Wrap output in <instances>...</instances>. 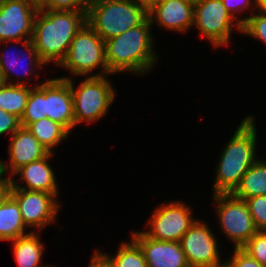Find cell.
Wrapping results in <instances>:
<instances>
[{
	"mask_svg": "<svg viewBox=\"0 0 266 267\" xmlns=\"http://www.w3.org/2000/svg\"><path fill=\"white\" fill-rule=\"evenodd\" d=\"M87 11L38 9L33 23L32 42L46 64L60 65L75 34L86 23Z\"/></svg>",
	"mask_w": 266,
	"mask_h": 267,
	"instance_id": "cell-1",
	"label": "cell"
},
{
	"mask_svg": "<svg viewBox=\"0 0 266 267\" xmlns=\"http://www.w3.org/2000/svg\"><path fill=\"white\" fill-rule=\"evenodd\" d=\"M150 26L147 18L142 24L104 41L106 63L111 74L128 71L145 74L154 67L157 56Z\"/></svg>",
	"mask_w": 266,
	"mask_h": 267,
	"instance_id": "cell-2",
	"label": "cell"
},
{
	"mask_svg": "<svg viewBox=\"0 0 266 267\" xmlns=\"http://www.w3.org/2000/svg\"><path fill=\"white\" fill-rule=\"evenodd\" d=\"M256 128L254 117H246L222 150L216 169L213 194H231L243 175L258 160L255 151Z\"/></svg>",
	"mask_w": 266,
	"mask_h": 267,
	"instance_id": "cell-3",
	"label": "cell"
},
{
	"mask_svg": "<svg viewBox=\"0 0 266 267\" xmlns=\"http://www.w3.org/2000/svg\"><path fill=\"white\" fill-rule=\"evenodd\" d=\"M148 13L132 0H90L86 23L104 40L142 24Z\"/></svg>",
	"mask_w": 266,
	"mask_h": 267,
	"instance_id": "cell-4",
	"label": "cell"
},
{
	"mask_svg": "<svg viewBox=\"0 0 266 267\" xmlns=\"http://www.w3.org/2000/svg\"><path fill=\"white\" fill-rule=\"evenodd\" d=\"M105 76H89L84 78L75 89V81L71 77L65 79L71 87L75 126L81 122L87 124L101 119L115 99L116 92ZM73 81V82H72Z\"/></svg>",
	"mask_w": 266,
	"mask_h": 267,
	"instance_id": "cell-5",
	"label": "cell"
},
{
	"mask_svg": "<svg viewBox=\"0 0 266 267\" xmlns=\"http://www.w3.org/2000/svg\"><path fill=\"white\" fill-rule=\"evenodd\" d=\"M60 66L70 71L71 76L89 77V73L96 67H101L103 71L91 76L111 74L106 63L104 40L87 23L75 34Z\"/></svg>",
	"mask_w": 266,
	"mask_h": 267,
	"instance_id": "cell-6",
	"label": "cell"
},
{
	"mask_svg": "<svg viewBox=\"0 0 266 267\" xmlns=\"http://www.w3.org/2000/svg\"><path fill=\"white\" fill-rule=\"evenodd\" d=\"M213 196L222 231L234 242V248H242L258 231L246 201L232 194H214Z\"/></svg>",
	"mask_w": 266,
	"mask_h": 267,
	"instance_id": "cell-7",
	"label": "cell"
},
{
	"mask_svg": "<svg viewBox=\"0 0 266 267\" xmlns=\"http://www.w3.org/2000/svg\"><path fill=\"white\" fill-rule=\"evenodd\" d=\"M193 15L194 25L214 47L229 44L231 27L242 32V25L225 9L222 0H200L194 5Z\"/></svg>",
	"mask_w": 266,
	"mask_h": 267,
	"instance_id": "cell-8",
	"label": "cell"
},
{
	"mask_svg": "<svg viewBox=\"0 0 266 267\" xmlns=\"http://www.w3.org/2000/svg\"><path fill=\"white\" fill-rule=\"evenodd\" d=\"M190 209L189 206L177 200L162 204L152 213L148 225L151 228L143 233L155 240L179 242L197 220L191 216Z\"/></svg>",
	"mask_w": 266,
	"mask_h": 267,
	"instance_id": "cell-9",
	"label": "cell"
},
{
	"mask_svg": "<svg viewBox=\"0 0 266 267\" xmlns=\"http://www.w3.org/2000/svg\"><path fill=\"white\" fill-rule=\"evenodd\" d=\"M39 7L30 0L0 1V43L32 39L33 23Z\"/></svg>",
	"mask_w": 266,
	"mask_h": 267,
	"instance_id": "cell-10",
	"label": "cell"
},
{
	"mask_svg": "<svg viewBox=\"0 0 266 267\" xmlns=\"http://www.w3.org/2000/svg\"><path fill=\"white\" fill-rule=\"evenodd\" d=\"M190 267H221L215 235L206 223L198 219L179 241Z\"/></svg>",
	"mask_w": 266,
	"mask_h": 267,
	"instance_id": "cell-11",
	"label": "cell"
},
{
	"mask_svg": "<svg viewBox=\"0 0 266 267\" xmlns=\"http://www.w3.org/2000/svg\"><path fill=\"white\" fill-rule=\"evenodd\" d=\"M8 194L17 202L26 228L32 226L39 231L56 221L61 208L56 199L58 194L18 188H9Z\"/></svg>",
	"mask_w": 266,
	"mask_h": 267,
	"instance_id": "cell-12",
	"label": "cell"
},
{
	"mask_svg": "<svg viewBox=\"0 0 266 267\" xmlns=\"http://www.w3.org/2000/svg\"><path fill=\"white\" fill-rule=\"evenodd\" d=\"M47 118L63 125L69 132L75 127L73 96L70 84L61 78L45 81Z\"/></svg>",
	"mask_w": 266,
	"mask_h": 267,
	"instance_id": "cell-13",
	"label": "cell"
},
{
	"mask_svg": "<svg viewBox=\"0 0 266 267\" xmlns=\"http://www.w3.org/2000/svg\"><path fill=\"white\" fill-rule=\"evenodd\" d=\"M132 233L144 253L147 267H190L180 242L155 240L140 231Z\"/></svg>",
	"mask_w": 266,
	"mask_h": 267,
	"instance_id": "cell-14",
	"label": "cell"
},
{
	"mask_svg": "<svg viewBox=\"0 0 266 267\" xmlns=\"http://www.w3.org/2000/svg\"><path fill=\"white\" fill-rule=\"evenodd\" d=\"M9 145V165L0 161V174L3 176L7 169L10 177L20 167L46 157L50 152L44 148L37 138L24 127H20L11 136Z\"/></svg>",
	"mask_w": 266,
	"mask_h": 267,
	"instance_id": "cell-15",
	"label": "cell"
},
{
	"mask_svg": "<svg viewBox=\"0 0 266 267\" xmlns=\"http://www.w3.org/2000/svg\"><path fill=\"white\" fill-rule=\"evenodd\" d=\"M53 155V153H49L46 157L35 160L16 170L13 175L19 174L22 178L21 181L26 183V187H21L19 180L15 181V179L8 176L9 188L58 194V183L54 171L48 163V160H50V157Z\"/></svg>",
	"mask_w": 266,
	"mask_h": 267,
	"instance_id": "cell-16",
	"label": "cell"
},
{
	"mask_svg": "<svg viewBox=\"0 0 266 267\" xmlns=\"http://www.w3.org/2000/svg\"><path fill=\"white\" fill-rule=\"evenodd\" d=\"M194 5L183 0H160L148 18L164 29L185 32L194 25Z\"/></svg>",
	"mask_w": 266,
	"mask_h": 267,
	"instance_id": "cell-17",
	"label": "cell"
},
{
	"mask_svg": "<svg viewBox=\"0 0 266 267\" xmlns=\"http://www.w3.org/2000/svg\"><path fill=\"white\" fill-rule=\"evenodd\" d=\"M20 213L17 202L7 194L0 202V241H11L24 233L28 228Z\"/></svg>",
	"mask_w": 266,
	"mask_h": 267,
	"instance_id": "cell-18",
	"label": "cell"
},
{
	"mask_svg": "<svg viewBox=\"0 0 266 267\" xmlns=\"http://www.w3.org/2000/svg\"><path fill=\"white\" fill-rule=\"evenodd\" d=\"M38 233L30 231L28 234L20 236L14 240L13 253L18 267H47L40 264L44 252Z\"/></svg>",
	"mask_w": 266,
	"mask_h": 267,
	"instance_id": "cell-19",
	"label": "cell"
},
{
	"mask_svg": "<svg viewBox=\"0 0 266 267\" xmlns=\"http://www.w3.org/2000/svg\"><path fill=\"white\" fill-rule=\"evenodd\" d=\"M231 194L242 200L266 195V160H257L243 175L239 185Z\"/></svg>",
	"mask_w": 266,
	"mask_h": 267,
	"instance_id": "cell-20",
	"label": "cell"
},
{
	"mask_svg": "<svg viewBox=\"0 0 266 267\" xmlns=\"http://www.w3.org/2000/svg\"><path fill=\"white\" fill-rule=\"evenodd\" d=\"M19 80L16 79L13 84H0V109L21 119L33 87L26 86V82Z\"/></svg>",
	"mask_w": 266,
	"mask_h": 267,
	"instance_id": "cell-21",
	"label": "cell"
},
{
	"mask_svg": "<svg viewBox=\"0 0 266 267\" xmlns=\"http://www.w3.org/2000/svg\"><path fill=\"white\" fill-rule=\"evenodd\" d=\"M46 148L50 153H53V147L65 140L70 132L60 123L44 118L29 124L26 127Z\"/></svg>",
	"mask_w": 266,
	"mask_h": 267,
	"instance_id": "cell-22",
	"label": "cell"
},
{
	"mask_svg": "<svg viewBox=\"0 0 266 267\" xmlns=\"http://www.w3.org/2000/svg\"><path fill=\"white\" fill-rule=\"evenodd\" d=\"M122 242L113 257L96 251L111 267H147L144 253L139 244L133 239ZM131 242V243H130Z\"/></svg>",
	"mask_w": 266,
	"mask_h": 267,
	"instance_id": "cell-23",
	"label": "cell"
},
{
	"mask_svg": "<svg viewBox=\"0 0 266 267\" xmlns=\"http://www.w3.org/2000/svg\"><path fill=\"white\" fill-rule=\"evenodd\" d=\"M22 43H23L24 48L26 49V53H24V54L27 57V60H30V61H27V62H29L28 65L30 66L32 64L31 67L34 65V67H36V68H40V67L42 68V66L45 65V63L40 59L39 55L37 54V51L34 48L32 39L23 40ZM2 52H4V55L2 54ZM2 52L0 53L1 54L0 55V73H1V76H2V79H3V82L4 83H8V84H13V82H9L11 80V78H10V76H11L10 70H12V72H13V70H16V69L18 70L19 69L18 67L20 66V63H21L20 60H21L22 57L20 58V56H18L16 54V55H13V58H12L11 57L12 54H11V56L8 55L9 52L7 53V49H5V51H2ZM6 56H9L11 58H8ZM16 57H17V59H16ZM33 72H34V70L33 71H27V73L26 72L25 73L27 75H29V74L33 75ZM13 74H16L15 71H14Z\"/></svg>",
	"mask_w": 266,
	"mask_h": 267,
	"instance_id": "cell-24",
	"label": "cell"
},
{
	"mask_svg": "<svg viewBox=\"0 0 266 267\" xmlns=\"http://www.w3.org/2000/svg\"><path fill=\"white\" fill-rule=\"evenodd\" d=\"M47 118L45 107V83L35 85L29 94L27 105L20 119L21 127L26 128L29 124Z\"/></svg>",
	"mask_w": 266,
	"mask_h": 267,
	"instance_id": "cell-25",
	"label": "cell"
},
{
	"mask_svg": "<svg viewBox=\"0 0 266 267\" xmlns=\"http://www.w3.org/2000/svg\"><path fill=\"white\" fill-rule=\"evenodd\" d=\"M257 14L241 19L242 32L260 40L266 45V10L258 9Z\"/></svg>",
	"mask_w": 266,
	"mask_h": 267,
	"instance_id": "cell-26",
	"label": "cell"
},
{
	"mask_svg": "<svg viewBox=\"0 0 266 267\" xmlns=\"http://www.w3.org/2000/svg\"><path fill=\"white\" fill-rule=\"evenodd\" d=\"M242 249L266 267V231H257Z\"/></svg>",
	"mask_w": 266,
	"mask_h": 267,
	"instance_id": "cell-27",
	"label": "cell"
},
{
	"mask_svg": "<svg viewBox=\"0 0 266 267\" xmlns=\"http://www.w3.org/2000/svg\"><path fill=\"white\" fill-rule=\"evenodd\" d=\"M258 231H266V195L245 200Z\"/></svg>",
	"mask_w": 266,
	"mask_h": 267,
	"instance_id": "cell-28",
	"label": "cell"
},
{
	"mask_svg": "<svg viewBox=\"0 0 266 267\" xmlns=\"http://www.w3.org/2000/svg\"><path fill=\"white\" fill-rule=\"evenodd\" d=\"M90 0H46L39 8L47 10L87 11Z\"/></svg>",
	"mask_w": 266,
	"mask_h": 267,
	"instance_id": "cell-29",
	"label": "cell"
},
{
	"mask_svg": "<svg viewBox=\"0 0 266 267\" xmlns=\"http://www.w3.org/2000/svg\"><path fill=\"white\" fill-rule=\"evenodd\" d=\"M233 257L225 261L228 267H264L242 248H234Z\"/></svg>",
	"mask_w": 266,
	"mask_h": 267,
	"instance_id": "cell-30",
	"label": "cell"
},
{
	"mask_svg": "<svg viewBox=\"0 0 266 267\" xmlns=\"http://www.w3.org/2000/svg\"><path fill=\"white\" fill-rule=\"evenodd\" d=\"M20 127V118L0 109V136L4 133H11L12 135Z\"/></svg>",
	"mask_w": 266,
	"mask_h": 267,
	"instance_id": "cell-31",
	"label": "cell"
},
{
	"mask_svg": "<svg viewBox=\"0 0 266 267\" xmlns=\"http://www.w3.org/2000/svg\"><path fill=\"white\" fill-rule=\"evenodd\" d=\"M222 3L225 9L233 16V18H237V22L241 24V19L234 16V14L246 10L249 7L248 5H250L252 2L251 0H222Z\"/></svg>",
	"mask_w": 266,
	"mask_h": 267,
	"instance_id": "cell-32",
	"label": "cell"
},
{
	"mask_svg": "<svg viewBox=\"0 0 266 267\" xmlns=\"http://www.w3.org/2000/svg\"><path fill=\"white\" fill-rule=\"evenodd\" d=\"M138 6L143 8L147 13L152 10L160 0H132Z\"/></svg>",
	"mask_w": 266,
	"mask_h": 267,
	"instance_id": "cell-33",
	"label": "cell"
},
{
	"mask_svg": "<svg viewBox=\"0 0 266 267\" xmlns=\"http://www.w3.org/2000/svg\"><path fill=\"white\" fill-rule=\"evenodd\" d=\"M89 267H111L96 251L90 261Z\"/></svg>",
	"mask_w": 266,
	"mask_h": 267,
	"instance_id": "cell-34",
	"label": "cell"
},
{
	"mask_svg": "<svg viewBox=\"0 0 266 267\" xmlns=\"http://www.w3.org/2000/svg\"><path fill=\"white\" fill-rule=\"evenodd\" d=\"M9 192V180L7 177L3 178L0 174V202Z\"/></svg>",
	"mask_w": 266,
	"mask_h": 267,
	"instance_id": "cell-35",
	"label": "cell"
},
{
	"mask_svg": "<svg viewBox=\"0 0 266 267\" xmlns=\"http://www.w3.org/2000/svg\"><path fill=\"white\" fill-rule=\"evenodd\" d=\"M253 3L258 9L266 10V0H255Z\"/></svg>",
	"mask_w": 266,
	"mask_h": 267,
	"instance_id": "cell-36",
	"label": "cell"
},
{
	"mask_svg": "<svg viewBox=\"0 0 266 267\" xmlns=\"http://www.w3.org/2000/svg\"><path fill=\"white\" fill-rule=\"evenodd\" d=\"M33 4L40 7L46 0H30Z\"/></svg>",
	"mask_w": 266,
	"mask_h": 267,
	"instance_id": "cell-37",
	"label": "cell"
},
{
	"mask_svg": "<svg viewBox=\"0 0 266 267\" xmlns=\"http://www.w3.org/2000/svg\"><path fill=\"white\" fill-rule=\"evenodd\" d=\"M183 1H186V2H189L193 5L197 4L200 0H183Z\"/></svg>",
	"mask_w": 266,
	"mask_h": 267,
	"instance_id": "cell-38",
	"label": "cell"
},
{
	"mask_svg": "<svg viewBox=\"0 0 266 267\" xmlns=\"http://www.w3.org/2000/svg\"><path fill=\"white\" fill-rule=\"evenodd\" d=\"M3 83V79H2V76H1V73H0V84Z\"/></svg>",
	"mask_w": 266,
	"mask_h": 267,
	"instance_id": "cell-39",
	"label": "cell"
}]
</instances>
